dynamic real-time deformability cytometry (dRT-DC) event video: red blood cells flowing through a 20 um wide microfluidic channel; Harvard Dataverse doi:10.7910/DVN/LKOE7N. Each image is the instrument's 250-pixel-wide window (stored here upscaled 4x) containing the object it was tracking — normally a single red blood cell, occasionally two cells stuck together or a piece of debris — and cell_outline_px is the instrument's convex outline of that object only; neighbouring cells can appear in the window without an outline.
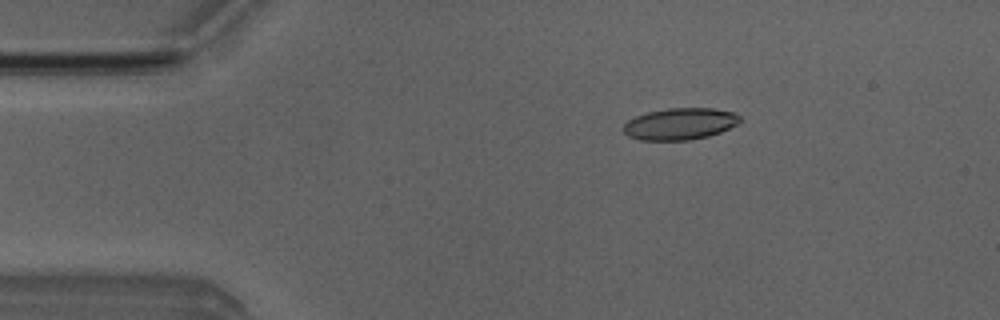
{"species": "Egyptian fruit bat (a non-hibernating species)", "species_latin": "Rousettus aegyptiacus", "temperature_condition": "room temperature", "stored_images_in_passage": 5, "camera_frame_rate_fps": 3000, "um_per_image_px": 0.085, "animal": {"sex": "male"}, "frame": {"image": 1, "passage_image": 3, "time_ms": 2.0, "image_size_px": [1000, 320], "cell_outline_px": [[744, 120], [720, 132], [708, 136], [688, 140], [640, 140], [628, 136], [624, 132], [624, 124], [628, 120], [636, 116], [648, 112], [668, 108], [712, 108], [736, 112]], "centroid_in_image_um": [57.83, 10.52], "position_along_channel_um": 27.2, "area_um2": 21.56}}